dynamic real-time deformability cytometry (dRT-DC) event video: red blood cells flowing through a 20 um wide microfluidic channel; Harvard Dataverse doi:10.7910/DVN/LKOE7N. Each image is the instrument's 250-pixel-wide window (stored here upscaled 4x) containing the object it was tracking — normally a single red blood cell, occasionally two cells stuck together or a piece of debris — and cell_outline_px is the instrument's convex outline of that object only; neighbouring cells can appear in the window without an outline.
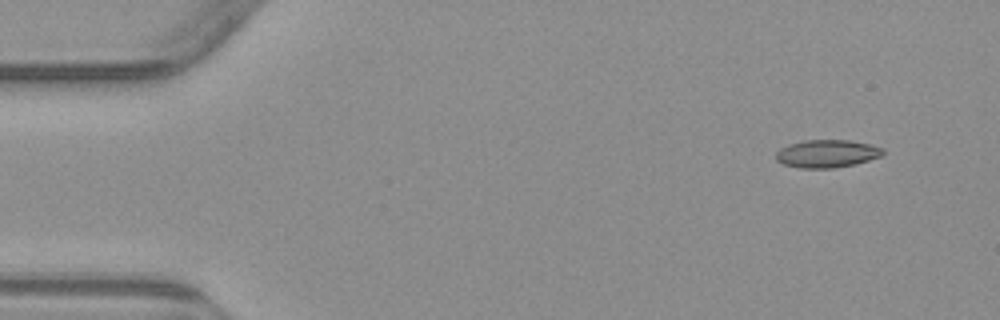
{"species": "common noctule bat (a hibernating species)", "species_latin": "Nyctalus noctula", "temperature_condition": "warm", "stored_images_in_passage": 3, "segment_of_instrument_passage": [2, 2], "camera_frame_rate_fps": 3000, "um_per_image_px": 0.085, "animal": {"sex": "male", "body_mass_g": 23.1, "forearm_length_mm": 52.7}, "frame": {"image": 1, "passage_image": 3, "time_ms": 2.333, "image_size_px": [1000, 320], "cell_outline_px": [[884, 152], [880, 156], [868, 160], [852, 164], [832, 168], [800, 168], [784, 164], [776, 160], [776, 152], [780, 148], [788, 144], [804, 140], [848, 140], [872, 144], [884, 148]], "centroid_in_image_um": [70.27, 13.05], "position_along_channel_um": 14.7, "area_um2": 17.28}}